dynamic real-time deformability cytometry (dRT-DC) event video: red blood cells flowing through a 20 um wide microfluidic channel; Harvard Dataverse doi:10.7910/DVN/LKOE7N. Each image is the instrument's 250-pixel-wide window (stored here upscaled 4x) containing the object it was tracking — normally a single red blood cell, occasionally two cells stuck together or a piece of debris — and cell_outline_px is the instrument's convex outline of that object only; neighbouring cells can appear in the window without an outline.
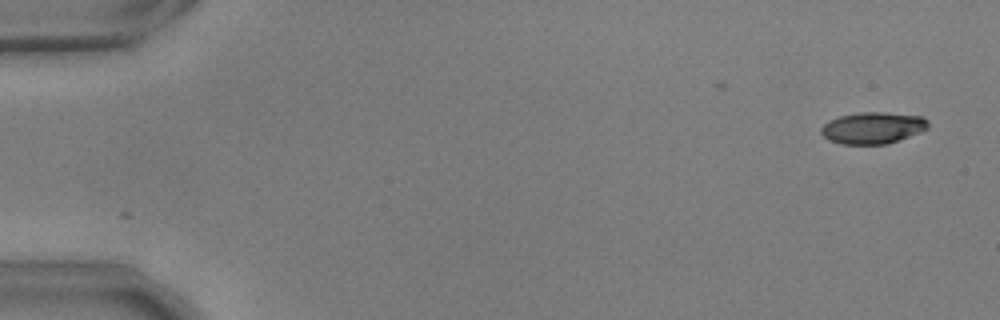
{"species": "common noctule bat (a hibernating species)", "species_latin": "Nyctalus noctula", "temperature_condition": "warm", "stored_images_in_passage": 15, "camera_frame_rate_fps": 3000, "um_per_image_px": 0.085, "animal": {"sex": "male", "body_mass_g": 17.9, "forearm_length_mm": 54.2}, "frame": {"image": 1, "passage_image": 1, "time_ms": 0.0, "image_size_px": [1000, 320], "cell_outline_px": [[928, 128], [920, 132], [888, 144], [840, 144], [828, 140], [820, 132], [820, 128], [828, 120], [840, 116], [856, 112], [884, 112], [924, 116], [928, 120]], "centroid_in_image_um": [74.18, 10.86], "position_along_channel_um": 10.8, "area_um2": 19.94}}